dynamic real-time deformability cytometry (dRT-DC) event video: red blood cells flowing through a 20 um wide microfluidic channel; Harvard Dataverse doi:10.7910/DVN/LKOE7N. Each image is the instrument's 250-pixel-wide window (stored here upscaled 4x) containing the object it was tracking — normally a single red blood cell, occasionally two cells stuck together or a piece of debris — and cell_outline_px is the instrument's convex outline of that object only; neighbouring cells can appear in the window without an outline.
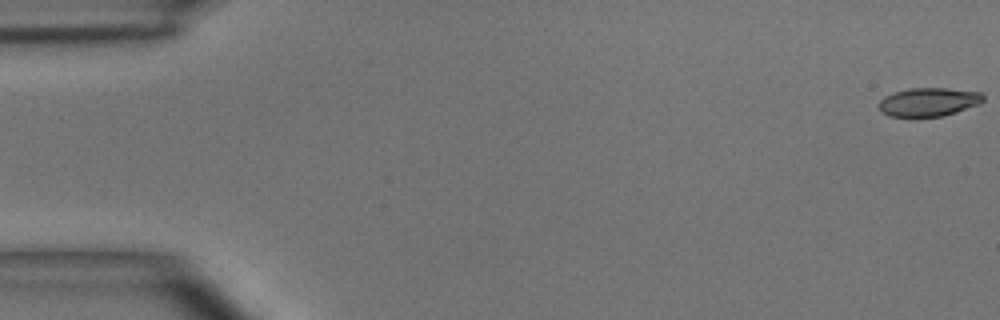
{"species": "common noctule bat (a hibernating species)", "species_latin": "Nyctalus noctula", "temperature_condition": "room temperature", "stored_images_in_passage": 51, "camera_frame_rate_fps": 3000, "um_per_image_px": 0.085, "animal": {"sex": "male", "body_mass_g": 15.6}, "frame": {"image": 1, "passage_image": 1, "time_ms": 0.0, "image_size_px": [1000, 320], "cell_outline_px": [[984, 100], [980, 104], [944, 116], [912, 120], [888, 116], [880, 112], [880, 100], [884, 96], [908, 88], [948, 88], [980, 92], [984, 96]], "centroid_in_image_um": [78.9, 8.72], "position_along_channel_um": 6.1, "area_um2": 18.15}}
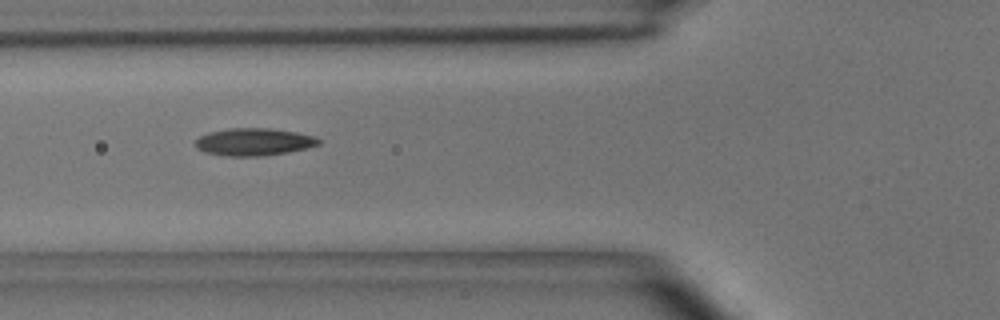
{"frame": {"image": 2, "passage_image": 19, "time_ms": 6.0, "image_size_px": [1000, 320], "cell_outline_px": [[320, 144], [288, 152], [260, 156], [228, 156], [204, 152], [196, 148], [196, 140], [200, 136], [208, 132], [228, 128], [268, 128], [296, 132], [316, 136], [320, 140]], "centroid_in_image_um": [21.56, 12.05], "position_along_channel_um": 104.2, "area_um2": 19.65}}
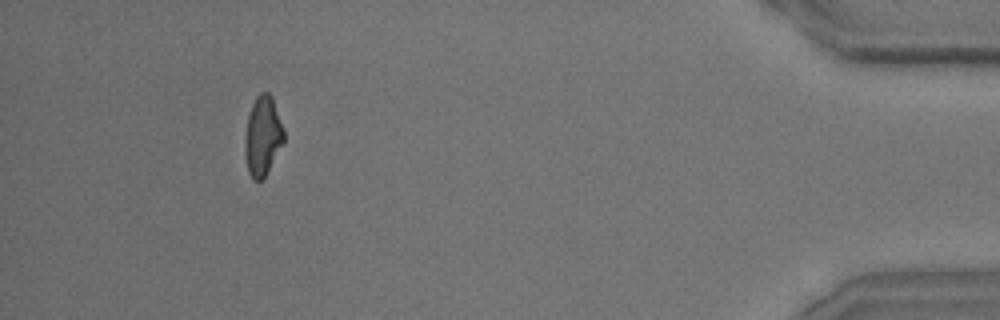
{"frame": {"image": 3, "passage_image": 47, "time_ms": 15.333, "image_size_px": [1000, 320], "cell_outline_px": [[284, 140], [264, 176], [260, 180], [252, 180], [248, 172], [244, 152], [244, 136], [248, 116], [252, 104], [256, 96], [260, 92], [268, 92], [272, 96], [284, 128]], "centroid_in_image_um": [22.31, 11.52], "position_along_channel_um": 412.9, "area_um2": 17.98}, "authors_computed_cell_mechanics": {"area_um2": 18.496, "velocity_mm_per_s": 3.9756, "shape_relaxation_time_tau1_ms": 3.9526, "shape_relaxation_time_tau2_ms": 3.0799, "deformation_change_tau1": 0.1548, "deformation_change_tau2": 0.1031}}